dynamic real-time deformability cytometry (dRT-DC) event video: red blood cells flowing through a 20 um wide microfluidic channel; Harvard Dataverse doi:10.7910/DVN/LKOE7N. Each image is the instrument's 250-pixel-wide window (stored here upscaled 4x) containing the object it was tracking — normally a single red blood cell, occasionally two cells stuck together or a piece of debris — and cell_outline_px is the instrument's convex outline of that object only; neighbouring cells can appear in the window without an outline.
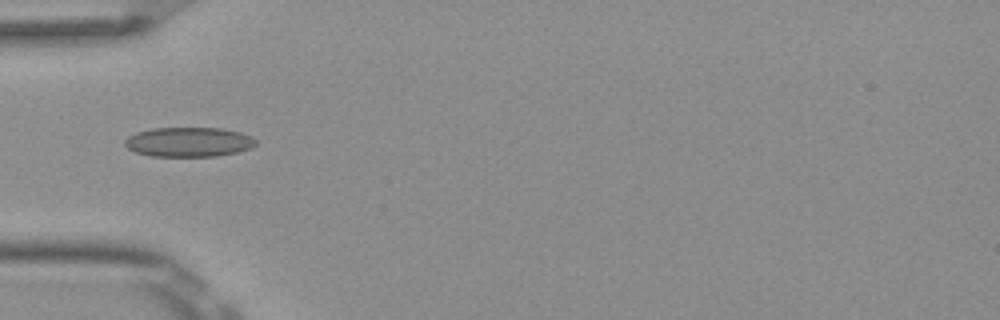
{"species": "Egyptian fruit bat (a non-hibernating species)", "species_latin": "Rousettus aegyptiacus", "temperature_condition": "room temperature", "stored_images_in_passage": 5, "camera_frame_rate_fps": 3000, "um_per_image_px": 0.085, "frame": {"image": 1, "passage_image": 5, "time_ms": 1.333, "image_size_px": [1000, 320], "cell_outline_px": [[256, 144], [252, 148], [236, 152], [216, 156], [152, 156], [136, 152], [128, 148], [124, 144], [124, 140], [128, 136], [136, 132], [152, 128], [220, 128], [240, 132], [252, 136], [256, 140]], "centroid_in_image_um": [16.04, 12.06], "position_along_channel_um": 69.0, "area_um2": 22.6}}